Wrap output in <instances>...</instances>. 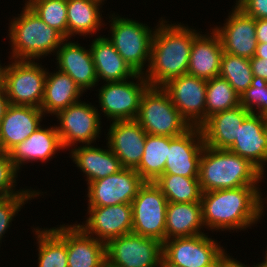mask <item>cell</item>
<instances>
[{
    "mask_svg": "<svg viewBox=\"0 0 267 267\" xmlns=\"http://www.w3.org/2000/svg\"><path fill=\"white\" fill-rule=\"evenodd\" d=\"M258 188L257 185H247L202 192L200 202L204 227L206 225L212 231L242 230L256 224L264 211Z\"/></svg>",
    "mask_w": 267,
    "mask_h": 267,
    "instance_id": "6da1fadb",
    "label": "cell"
},
{
    "mask_svg": "<svg viewBox=\"0 0 267 267\" xmlns=\"http://www.w3.org/2000/svg\"><path fill=\"white\" fill-rule=\"evenodd\" d=\"M154 30L150 62L144 76L151 87H162L169 80L187 74L193 39L199 34L180 24L162 20Z\"/></svg>",
    "mask_w": 267,
    "mask_h": 267,
    "instance_id": "7a4b0ae2",
    "label": "cell"
},
{
    "mask_svg": "<svg viewBox=\"0 0 267 267\" xmlns=\"http://www.w3.org/2000/svg\"><path fill=\"white\" fill-rule=\"evenodd\" d=\"M263 175L249 160L229 150L203 148L198 175L202 192L257 185Z\"/></svg>",
    "mask_w": 267,
    "mask_h": 267,
    "instance_id": "3957f363",
    "label": "cell"
},
{
    "mask_svg": "<svg viewBox=\"0 0 267 267\" xmlns=\"http://www.w3.org/2000/svg\"><path fill=\"white\" fill-rule=\"evenodd\" d=\"M18 18L11 20L9 37L15 60L39 59L57 51L66 38L48 26L28 5Z\"/></svg>",
    "mask_w": 267,
    "mask_h": 267,
    "instance_id": "277c9868",
    "label": "cell"
},
{
    "mask_svg": "<svg viewBox=\"0 0 267 267\" xmlns=\"http://www.w3.org/2000/svg\"><path fill=\"white\" fill-rule=\"evenodd\" d=\"M135 120L150 135L175 137L190 128L162 87L146 89Z\"/></svg>",
    "mask_w": 267,
    "mask_h": 267,
    "instance_id": "5b68a950",
    "label": "cell"
},
{
    "mask_svg": "<svg viewBox=\"0 0 267 267\" xmlns=\"http://www.w3.org/2000/svg\"><path fill=\"white\" fill-rule=\"evenodd\" d=\"M109 18L112 19L110 20L111 38L107 37L108 40L135 73L143 74L146 66L144 64L147 63L146 61L150 62L154 31L136 20L114 15Z\"/></svg>",
    "mask_w": 267,
    "mask_h": 267,
    "instance_id": "8992f818",
    "label": "cell"
},
{
    "mask_svg": "<svg viewBox=\"0 0 267 267\" xmlns=\"http://www.w3.org/2000/svg\"><path fill=\"white\" fill-rule=\"evenodd\" d=\"M46 69L33 60H15L5 68L4 88L11 105L41 107Z\"/></svg>",
    "mask_w": 267,
    "mask_h": 267,
    "instance_id": "52a82bcc",
    "label": "cell"
},
{
    "mask_svg": "<svg viewBox=\"0 0 267 267\" xmlns=\"http://www.w3.org/2000/svg\"><path fill=\"white\" fill-rule=\"evenodd\" d=\"M132 232L165 241L167 198L154 182H145L131 202Z\"/></svg>",
    "mask_w": 267,
    "mask_h": 267,
    "instance_id": "ba28073f",
    "label": "cell"
},
{
    "mask_svg": "<svg viewBox=\"0 0 267 267\" xmlns=\"http://www.w3.org/2000/svg\"><path fill=\"white\" fill-rule=\"evenodd\" d=\"M224 251L204 233L165 240L162 256L180 267H219Z\"/></svg>",
    "mask_w": 267,
    "mask_h": 267,
    "instance_id": "9c48e42d",
    "label": "cell"
},
{
    "mask_svg": "<svg viewBox=\"0 0 267 267\" xmlns=\"http://www.w3.org/2000/svg\"><path fill=\"white\" fill-rule=\"evenodd\" d=\"M162 249L159 240L132 232L106 244V259L117 267H157Z\"/></svg>",
    "mask_w": 267,
    "mask_h": 267,
    "instance_id": "30bf717a",
    "label": "cell"
},
{
    "mask_svg": "<svg viewBox=\"0 0 267 267\" xmlns=\"http://www.w3.org/2000/svg\"><path fill=\"white\" fill-rule=\"evenodd\" d=\"M144 74L136 73L134 81L107 82L99 90V104L105 116L114 121L135 120L143 93L149 87ZM128 81V82H127Z\"/></svg>",
    "mask_w": 267,
    "mask_h": 267,
    "instance_id": "8fae6325",
    "label": "cell"
},
{
    "mask_svg": "<svg viewBox=\"0 0 267 267\" xmlns=\"http://www.w3.org/2000/svg\"><path fill=\"white\" fill-rule=\"evenodd\" d=\"M206 87L207 80L188 73L162 86L190 127H201L206 122Z\"/></svg>",
    "mask_w": 267,
    "mask_h": 267,
    "instance_id": "7c38bea8",
    "label": "cell"
},
{
    "mask_svg": "<svg viewBox=\"0 0 267 267\" xmlns=\"http://www.w3.org/2000/svg\"><path fill=\"white\" fill-rule=\"evenodd\" d=\"M98 109L85 102H77L56 114L60 126L56 127L64 149L79 142L91 144L101 131Z\"/></svg>",
    "mask_w": 267,
    "mask_h": 267,
    "instance_id": "4fadbf2b",
    "label": "cell"
},
{
    "mask_svg": "<svg viewBox=\"0 0 267 267\" xmlns=\"http://www.w3.org/2000/svg\"><path fill=\"white\" fill-rule=\"evenodd\" d=\"M145 183L135 169L119 172L88 184V206L131 204L139 188Z\"/></svg>",
    "mask_w": 267,
    "mask_h": 267,
    "instance_id": "5bb4252c",
    "label": "cell"
},
{
    "mask_svg": "<svg viewBox=\"0 0 267 267\" xmlns=\"http://www.w3.org/2000/svg\"><path fill=\"white\" fill-rule=\"evenodd\" d=\"M89 217L85 225L78 226L88 235L107 244L111 239L132 233L133 218L131 204L89 206Z\"/></svg>",
    "mask_w": 267,
    "mask_h": 267,
    "instance_id": "9a60e30c",
    "label": "cell"
},
{
    "mask_svg": "<svg viewBox=\"0 0 267 267\" xmlns=\"http://www.w3.org/2000/svg\"><path fill=\"white\" fill-rule=\"evenodd\" d=\"M204 146L200 127H190L183 134L170 137V147L163 174L198 178Z\"/></svg>",
    "mask_w": 267,
    "mask_h": 267,
    "instance_id": "2e32d148",
    "label": "cell"
},
{
    "mask_svg": "<svg viewBox=\"0 0 267 267\" xmlns=\"http://www.w3.org/2000/svg\"><path fill=\"white\" fill-rule=\"evenodd\" d=\"M234 7L225 26L213 30L219 35L224 52L251 59L257 48L255 18Z\"/></svg>",
    "mask_w": 267,
    "mask_h": 267,
    "instance_id": "e0dca14e",
    "label": "cell"
},
{
    "mask_svg": "<svg viewBox=\"0 0 267 267\" xmlns=\"http://www.w3.org/2000/svg\"><path fill=\"white\" fill-rule=\"evenodd\" d=\"M108 130V148L123 168L136 169L145 150L147 133L136 120L114 121Z\"/></svg>",
    "mask_w": 267,
    "mask_h": 267,
    "instance_id": "ac0fdd59",
    "label": "cell"
},
{
    "mask_svg": "<svg viewBox=\"0 0 267 267\" xmlns=\"http://www.w3.org/2000/svg\"><path fill=\"white\" fill-rule=\"evenodd\" d=\"M45 114L34 106L9 105L0 121L1 152L8 153L40 127Z\"/></svg>",
    "mask_w": 267,
    "mask_h": 267,
    "instance_id": "d6986e66",
    "label": "cell"
},
{
    "mask_svg": "<svg viewBox=\"0 0 267 267\" xmlns=\"http://www.w3.org/2000/svg\"><path fill=\"white\" fill-rule=\"evenodd\" d=\"M249 160L262 173L267 162V120L265 116L250 113L239 128L238 138L228 149Z\"/></svg>",
    "mask_w": 267,
    "mask_h": 267,
    "instance_id": "ffe728a7",
    "label": "cell"
},
{
    "mask_svg": "<svg viewBox=\"0 0 267 267\" xmlns=\"http://www.w3.org/2000/svg\"><path fill=\"white\" fill-rule=\"evenodd\" d=\"M249 114L239 105L212 115L200 127L204 144L214 149L228 150L238 138L239 128Z\"/></svg>",
    "mask_w": 267,
    "mask_h": 267,
    "instance_id": "44dd1931",
    "label": "cell"
},
{
    "mask_svg": "<svg viewBox=\"0 0 267 267\" xmlns=\"http://www.w3.org/2000/svg\"><path fill=\"white\" fill-rule=\"evenodd\" d=\"M62 42L56 51L58 70L68 74L84 92L98 83L92 55L78 43Z\"/></svg>",
    "mask_w": 267,
    "mask_h": 267,
    "instance_id": "7402d4cb",
    "label": "cell"
},
{
    "mask_svg": "<svg viewBox=\"0 0 267 267\" xmlns=\"http://www.w3.org/2000/svg\"><path fill=\"white\" fill-rule=\"evenodd\" d=\"M210 34H198L193 39L187 73L205 80L219 76L223 55L219 35L213 30Z\"/></svg>",
    "mask_w": 267,
    "mask_h": 267,
    "instance_id": "603a6c76",
    "label": "cell"
},
{
    "mask_svg": "<svg viewBox=\"0 0 267 267\" xmlns=\"http://www.w3.org/2000/svg\"><path fill=\"white\" fill-rule=\"evenodd\" d=\"M55 127L43 129L41 126L25 141L17 144L8 153L18 172L21 164L41 160H50L58 149H64Z\"/></svg>",
    "mask_w": 267,
    "mask_h": 267,
    "instance_id": "cb8c5ba5",
    "label": "cell"
},
{
    "mask_svg": "<svg viewBox=\"0 0 267 267\" xmlns=\"http://www.w3.org/2000/svg\"><path fill=\"white\" fill-rule=\"evenodd\" d=\"M106 260V244L86 234L78 225L67 226L68 267H100Z\"/></svg>",
    "mask_w": 267,
    "mask_h": 267,
    "instance_id": "d4e9b609",
    "label": "cell"
},
{
    "mask_svg": "<svg viewBox=\"0 0 267 267\" xmlns=\"http://www.w3.org/2000/svg\"><path fill=\"white\" fill-rule=\"evenodd\" d=\"M90 52L95 65L97 80L106 82L124 81L136 78V73L119 55L113 44L105 36L93 40Z\"/></svg>",
    "mask_w": 267,
    "mask_h": 267,
    "instance_id": "484cf974",
    "label": "cell"
},
{
    "mask_svg": "<svg viewBox=\"0 0 267 267\" xmlns=\"http://www.w3.org/2000/svg\"><path fill=\"white\" fill-rule=\"evenodd\" d=\"M73 162L86 174L88 183L115 174L123 169L120 160L109 149L96 148L90 144L71 150Z\"/></svg>",
    "mask_w": 267,
    "mask_h": 267,
    "instance_id": "4316f807",
    "label": "cell"
},
{
    "mask_svg": "<svg viewBox=\"0 0 267 267\" xmlns=\"http://www.w3.org/2000/svg\"><path fill=\"white\" fill-rule=\"evenodd\" d=\"M203 226L201 202H168L165 240L204 234L200 232Z\"/></svg>",
    "mask_w": 267,
    "mask_h": 267,
    "instance_id": "83f0119b",
    "label": "cell"
},
{
    "mask_svg": "<svg viewBox=\"0 0 267 267\" xmlns=\"http://www.w3.org/2000/svg\"><path fill=\"white\" fill-rule=\"evenodd\" d=\"M83 91L66 73L58 70L48 73L45 80L44 97L40 109L43 113L56 115L59 111L79 102Z\"/></svg>",
    "mask_w": 267,
    "mask_h": 267,
    "instance_id": "f1b7e54d",
    "label": "cell"
},
{
    "mask_svg": "<svg viewBox=\"0 0 267 267\" xmlns=\"http://www.w3.org/2000/svg\"><path fill=\"white\" fill-rule=\"evenodd\" d=\"M35 234L39 247L38 267H68L67 225L52 229H35Z\"/></svg>",
    "mask_w": 267,
    "mask_h": 267,
    "instance_id": "f546056e",
    "label": "cell"
},
{
    "mask_svg": "<svg viewBox=\"0 0 267 267\" xmlns=\"http://www.w3.org/2000/svg\"><path fill=\"white\" fill-rule=\"evenodd\" d=\"M102 2L97 0H67V38L74 33L86 36L96 33L102 26L99 6Z\"/></svg>",
    "mask_w": 267,
    "mask_h": 267,
    "instance_id": "4dcf8cb0",
    "label": "cell"
},
{
    "mask_svg": "<svg viewBox=\"0 0 267 267\" xmlns=\"http://www.w3.org/2000/svg\"><path fill=\"white\" fill-rule=\"evenodd\" d=\"M169 147V136L146 135L145 150L135 169L145 182H154L164 173Z\"/></svg>",
    "mask_w": 267,
    "mask_h": 267,
    "instance_id": "1f68e13d",
    "label": "cell"
},
{
    "mask_svg": "<svg viewBox=\"0 0 267 267\" xmlns=\"http://www.w3.org/2000/svg\"><path fill=\"white\" fill-rule=\"evenodd\" d=\"M168 202H200L202 191L198 178L162 174L155 181Z\"/></svg>",
    "mask_w": 267,
    "mask_h": 267,
    "instance_id": "d6a6232c",
    "label": "cell"
},
{
    "mask_svg": "<svg viewBox=\"0 0 267 267\" xmlns=\"http://www.w3.org/2000/svg\"><path fill=\"white\" fill-rule=\"evenodd\" d=\"M240 105V96L220 76L207 80L206 120L212 115Z\"/></svg>",
    "mask_w": 267,
    "mask_h": 267,
    "instance_id": "836d02e7",
    "label": "cell"
},
{
    "mask_svg": "<svg viewBox=\"0 0 267 267\" xmlns=\"http://www.w3.org/2000/svg\"><path fill=\"white\" fill-rule=\"evenodd\" d=\"M219 76L226 79L241 96L250 87L253 78L249 59L223 52Z\"/></svg>",
    "mask_w": 267,
    "mask_h": 267,
    "instance_id": "e575fe53",
    "label": "cell"
},
{
    "mask_svg": "<svg viewBox=\"0 0 267 267\" xmlns=\"http://www.w3.org/2000/svg\"><path fill=\"white\" fill-rule=\"evenodd\" d=\"M28 6L67 39V0H33Z\"/></svg>",
    "mask_w": 267,
    "mask_h": 267,
    "instance_id": "d590c367",
    "label": "cell"
},
{
    "mask_svg": "<svg viewBox=\"0 0 267 267\" xmlns=\"http://www.w3.org/2000/svg\"><path fill=\"white\" fill-rule=\"evenodd\" d=\"M240 105L250 113L267 117V81L253 76L250 87L240 96Z\"/></svg>",
    "mask_w": 267,
    "mask_h": 267,
    "instance_id": "8d00e7d4",
    "label": "cell"
},
{
    "mask_svg": "<svg viewBox=\"0 0 267 267\" xmlns=\"http://www.w3.org/2000/svg\"><path fill=\"white\" fill-rule=\"evenodd\" d=\"M17 168L11 161L9 153H0V198L13 195H39L37 191L29 189L15 191L13 188L17 177ZM13 187V188H12ZM14 190V191H13Z\"/></svg>",
    "mask_w": 267,
    "mask_h": 267,
    "instance_id": "74e56055",
    "label": "cell"
},
{
    "mask_svg": "<svg viewBox=\"0 0 267 267\" xmlns=\"http://www.w3.org/2000/svg\"><path fill=\"white\" fill-rule=\"evenodd\" d=\"M34 196L36 197L37 195H13L0 198V241L9 228L11 221H13V217L20 211L21 206L26 201L34 198Z\"/></svg>",
    "mask_w": 267,
    "mask_h": 267,
    "instance_id": "f35d334b",
    "label": "cell"
},
{
    "mask_svg": "<svg viewBox=\"0 0 267 267\" xmlns=\"http://www.w3.org/2000/svg\"><path fill=\"white\" fill-rule=\"evenodd\" d=\"M236 6L255 19H267V0H237Z\"/></svg>",
    "mask_w": 267,
    "mask_h": 267,
    "instance_id": "ab89813d",
    "label": "cell"
},
{
    "mask_svg": "<svg viewBox=\"0 0 267 267\" xmlns=\"http://www.w3.org/2000/svg\"><path fill=\"white\" fill-rule=\"evenodd\" d=\"M253 76L263 78L267 81V60L253 57L249 59Z\"/></svg>",
    "mask_w": 267,
    "mask_h": 267,
    "instance_id": "60d3db41",
    "label": "cell"
},
{
    "mask_svg": "<svg viewBox=\"0 0 267 267\" xmlns=\"http://www.w3.org/2000/svg\"><path fill=\"white\" fill-rule=\"evenodd\" d=\"M257 43H267V19H255Z\"/></svg>",
    "mask_w": 267,
    "mask_h": 267,
    "instance_id": "b9f144b4",
    "label": "cell"
},
{
    "mask_svg": "<svg viewBox=\"0 0 267 267\" xmlns=\"http://www.w3.org/2000/svg\"><path fill=\"white\" fill-rule=\"evenodd\" d=\"M219 267H247V266L231 258L228 254H225L220 261ZM254 267H260V264H256L254 265Z\"/></svg>",
    "mask_w": 267,
    "mask_h": 267,
    "instance_id": "7bdbcfd3",
    "label": "cell"
},
{
    "mask_svg": "<svg viewBox=\"0 0 267 267\" xmlns=\"http://www.w3.org/2000/svg\"><path fill=\"white\" fill-rule=\"evenodd\" d=\"M9 105L10 103L6 96L5 88H0V121L5 115V112Z\"/></svg>",
    "mask_w": 267,
    "mask_h": 267,
    "instance_id": "ee69618b",
    "label": "cell"
},
{
    "mask_svg": "<svg viewBox=\"0 0 267 267\" xmlns=\"http://www.w3.org/2000/svg\"><path fill=\"white\" fill-rule=\"evenodd\" d=\"M255 57L267 60V43H257Z\"/></svg>",
    "mask_w": 267,
    "mask_h": 267,
    "instance_id": "f6af8a7d",
    "label": "cell"
},
{
    "mask_svg": "<svg viewBox=\"0 0 267 267\" xmlns=\"http://www.w3.org/2000/svg\"><path fill=\"white\" fill-rule=\"evenodd\" d=\"M158 267H180L177 265L172 264L171 262L167 261L163 256L161 257Z\"/></svg>",
    "mask_w": 267,
    "mask_h": 267,
    "instance_id": "bcb514c9",
    "label": "cell"
},
{
    "mask_svg": "<svg viewBox=\"0 0 267 267\" xmlns=\"http://www.w3.org/2000/svg\"><path fill=\"white\" fill-rule=\"evenodd\" d=\"M5 67H2L0 64V88H4V72H5Z\"/></svg>",
    "mask_w": 267,
    "mask_h": 267,
    "instance_id": "7dc6e473",
    "label": "cell"
},
{
    "mask_svg": "<svg viewBox=\"0 0 267 267\" xmlns=\"http://www.w3.org/2000/svg\"><path fill=\"white\" fill-rule=\"evenodd\" d=\"M100 267H117V266L112 265V264L106 259L105 262H104Z\"/></svg>",
    "mask_w": 267,
    "mask_h": 267,
    "instance_id": "c3c4849f",
    "label": "cell"
},
{
    "mask_svg": "<svg viewBox=\"0 0 267 267\" xmlns=\"http://www.w3.org/2000/svg\"><path fill=\"white\" fill-rule=\"evenodd\" d=\"M265 256L266 257L264 258V261H262V263H259L260 267H267V251H266Z\"/></svg>",
    "mask_w": 267,
    "mask_h": 267,
    "instance_id": "681fc988",
    "label": "cell"
},
{
    "mask_svg": "<svg viewBox=\"0 0 267 267\" xmlns=\"http://www.w3.org/2000/svg\"><path fill=\"white\" fill-rule=\"evenodd\" d=\"M33 0H28L25 5H29Z\"/></svg>",
    "mask_w": 267,
    "mask_h": 267,
    "instance_id": "f907efd6",
    "label": "cell"
}]
</instances>
